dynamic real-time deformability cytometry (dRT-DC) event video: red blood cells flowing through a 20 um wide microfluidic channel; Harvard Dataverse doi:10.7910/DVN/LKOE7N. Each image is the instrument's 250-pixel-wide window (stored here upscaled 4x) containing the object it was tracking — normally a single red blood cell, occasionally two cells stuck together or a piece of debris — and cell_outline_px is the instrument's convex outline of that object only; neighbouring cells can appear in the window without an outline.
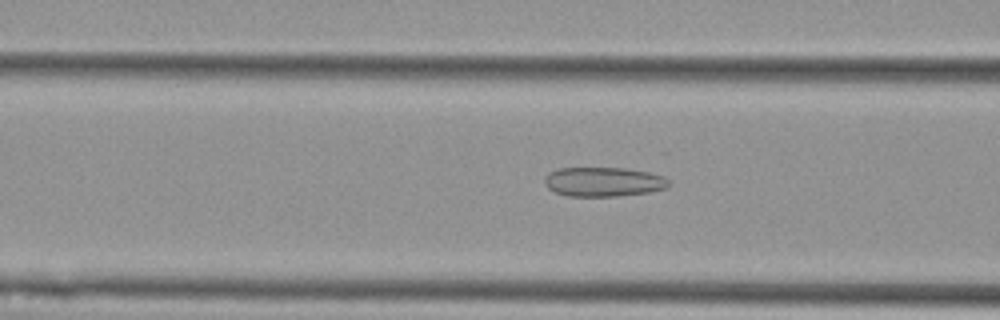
{"species": "Egyptian fruit bat (a non-hibernating species)", "species_latin": "Rousettus aegyptiacus", "temperature_condition": "cold", "stored_images_in_passage": 56, "camera_frame_rate_fps": 3000, "um_per_image_px": 0.085, "animal": {"sex": "female"}, "frame": {"image": 1, "passage_image": 22, "time_ms": 7.0, "image_size_px": [1000, 320], "cell_outline_px": [[672, 184], [668, 188], [648, 192], [620, 196], [568, 196], [556, 192], [548, 188], [544, 184], [544, 180], [548, 172], [560, 168], [624, 168], [648, 172], [664, 176]], "centroid_in_image_um": [51.32, 15.45], "position_along_channel_um": 115.3, "area_um2": 21.39}}
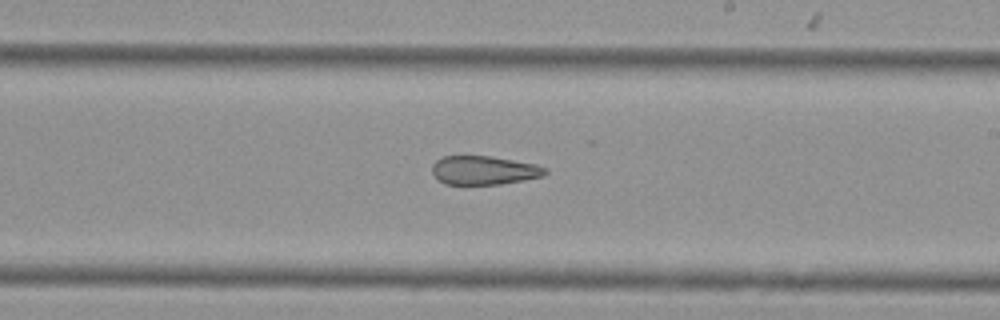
{"frame": {"image": 2, "passage_image": 33, "time_ms": 10.667, "image_size_px": [1000, 320], "cell_outline_px": [[548, 172], [544, 176], [524, 180], [500, 184], [444, 184], [432, 172], [432, 164], [436, 160], [444, 156], [488, 156], [536, 164], [544, 168]], "centroid_in_image_um": [41.13, 14.47], "position_along_channel_um": 247.9, "area_um2": 18.79}}
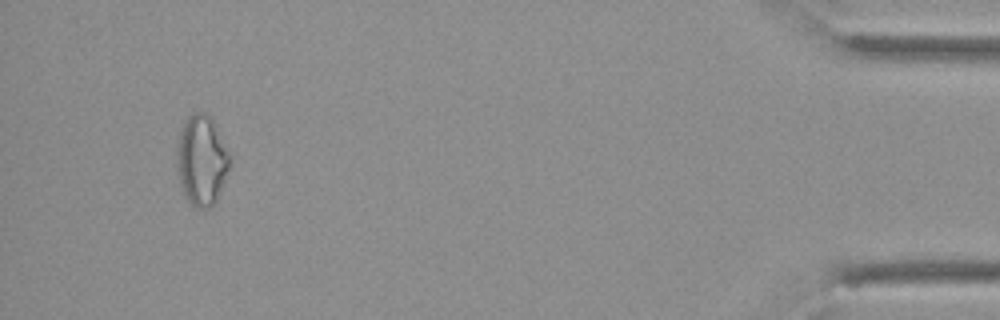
{"frame": {"image": 3, "passage_image": 53, "time_ms": 17.333, "image_size_px": [1000, 320], "cell_outline_px": [[232, 152], [228, 168], [224, 180], [216, 200], [208, 208], [196, 208], [184, 196], [180, 188], [176, 164], [176, 148], [180, 128], [188, 116], [196, 112], [204, 112], [212, 120]], "centroid_in_image_um": [17.12, 13.6], "position_along_channel_um": 418.1, "area_um2": 28.15}, "authors_computed_cell_mechanics": {"area_um2": 24.3338, "velocity_mm_per_s": 3.6241, "shape_relaxation_time_tau1_ms": null, "shape_relaxation_time_tau2_ms": 5.0852, "deformation_change_tau1": null, "deformation_change_tau2": 0.1381}}